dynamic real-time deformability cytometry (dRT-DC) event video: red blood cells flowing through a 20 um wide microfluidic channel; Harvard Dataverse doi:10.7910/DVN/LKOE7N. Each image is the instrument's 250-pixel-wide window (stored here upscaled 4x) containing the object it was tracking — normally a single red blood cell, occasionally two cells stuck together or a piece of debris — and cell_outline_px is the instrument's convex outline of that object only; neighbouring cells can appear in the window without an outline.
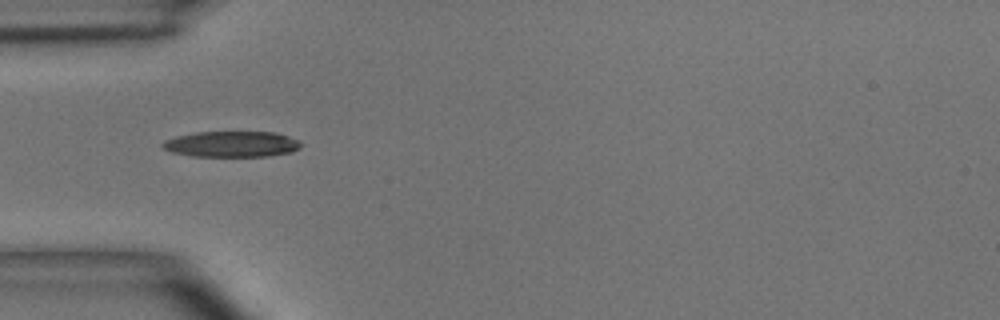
{"species": "common noctule bat (a hibernating species)", "species_latin": "Nyctalus noctula", "temperature_condition": "room temperature", "stored_images_in_passage": 7, "camera_frame_rate_fps": 3000, "um_per_image_px": 0.085, "animal": {"sex": "male", "body_mass_g": 15.6}, "frame": {"image": 1, "passage_image": 4, "time_ms": 3.667, "image_size_px": [1000, 320], "cell_outline_px": [[300, 148], [292, 152], [268, 156], [192, 156], [172, 152], [164, 148], [160, 144], [164, 140], [176, 136], [196, 132], [276, 132], [300, 140]], "centroid_in_image_um": [19.7, 12.25], "position_along_channel_um": 65.3, "area_um2": 20.87}}
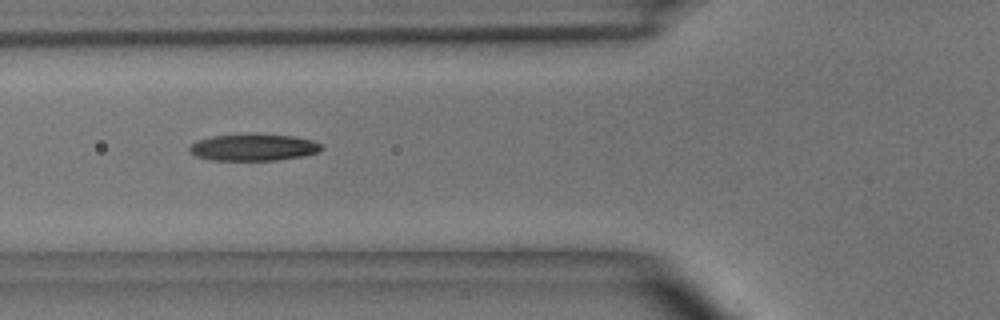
{"frame": {"image": 2, "passage_image": 5, "time_ms": 4.667, "image_size_px": [1000, 320], "cell_outline_px": [[324, 148], [316, 152], [304, 156], [276, 160], [212, 160], [196, 156], [188, 152], [188, 148], [196, 140], [212, 136], [292, 136], [312, 140], [324, 144]], "centroid_in_image_um": [21.55, 12.56], "position_along_channel_um": 104.3, "area_um2": 20.0}}